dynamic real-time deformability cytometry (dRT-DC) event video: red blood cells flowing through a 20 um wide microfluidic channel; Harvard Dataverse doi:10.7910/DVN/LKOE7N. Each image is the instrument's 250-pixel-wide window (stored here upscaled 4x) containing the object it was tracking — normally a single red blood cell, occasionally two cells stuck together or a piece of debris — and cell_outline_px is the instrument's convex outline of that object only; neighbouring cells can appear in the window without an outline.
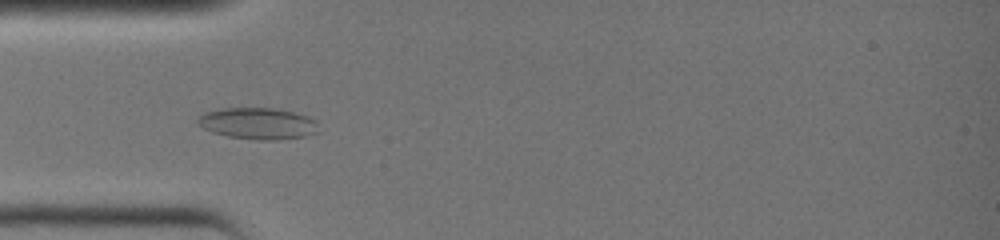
{"species": "common noctule bat (a hibernating species)", "species_latin": "Nyctalus noctula", "temperature_condition": "warm", "stored_images_in_passage": 37, "camera_frame_rate_fps": 3000, "um_per_image_px": 0.085, "animal": {"sex": "female", "body_mass_g": 19.0, "forearm_length_mm": 51.5}, "frame": {"image": 1, "passage_image": 12, "time_ms": 3.667, "image_size_px": [1000, 240], "cell_outline_px": [[320, 132], [304, 136], [276, 140], [256, 140], [228, 136], [212, 132], [204, 128], [196, 120], [204, 112], [224, 108], [276, 108], [308, 116], [316, 120]], "centroid_in_image_um": [21.96, 10.5], "position_along_channel_um": 63.0, "area_um2": 22.2}}
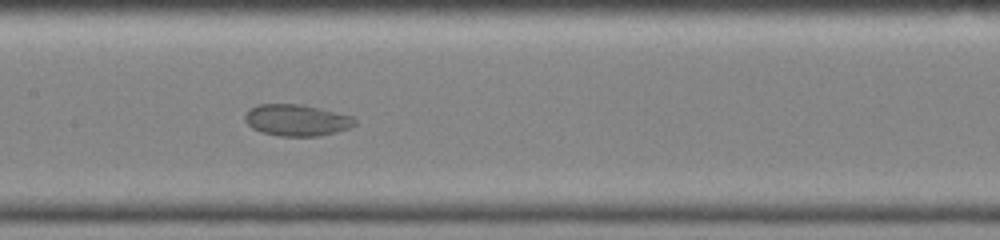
{"frame": {"image": 2, "passage_image": 19, "time_ms": 6.0, "image_size_px": [1000, 240], "cell_outline_px": [[356, 124], [348, 128], [336, 132], [320, 136], [280, 136], [260, 132], [252, 128], [244, 120], [244, 116], [248, 108], [256, 104], [304, 104], [352, 116], [356, 120]], "centroid_in_image_um": [25.18, 10.2], "position_along_channel_um": 182.2, "area_um2": 20.4}}
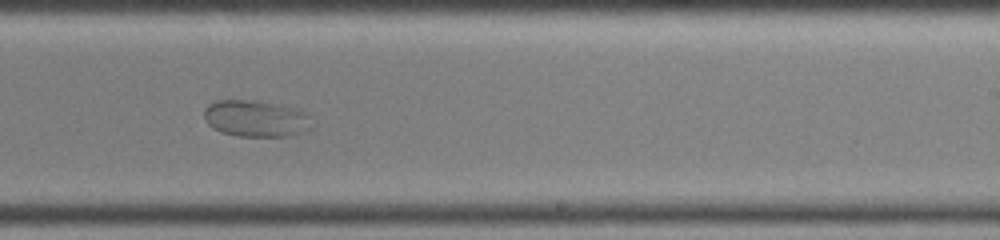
{"frame": {"image": 3, "passage_image": 24, "time_ms": 7.667, "image_size_px": [1000, 240], "cell_outline_px": [[316, 124], [312, 128], [304, 132], [288, 136], [240, 136], [220, 132], [212, 128], [208, 124], [204, 116], [204, 108], [208, 104], [216, 100], [260, 100], [300, 108], [308, 112]], "centroid_in_image_um": [21.84, 10.06], "position_along_channel_um": 267.2, "area_um2": 23.81}}